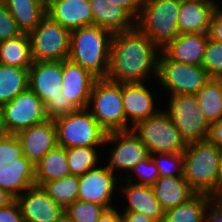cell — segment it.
<instances>
[{
	"label": "cell",
	"instance_id": "2",
	"mask_svg": "<svg viewBox=\"0 0 222 222\" xmlns=\"http://www.w3.org/2000/svg\"><path fill=\"white\" fill-rule=\"evenodd\" d=\"M113 33L97 25L71 31L68 59L88 70L97 79L106 78Z\"/></svg>",
	"mask_w": 222,
	"mask_h": 222
},
{
	"label": "cell",
	"instance_id": "7",
	"mask_svg": "<svg viewBox=\"0 0 222 222\" xmlns=\"http://www.w3.org/2000/svg\"><path fill=\"white\" fill-rule=\"evenodd\" d=\"M132 130L155 153H180L187 146L168 113L160 109L156 114L139 121Z\"/></svg>",
	"mask_w": 222,
	"mask_h": 222
},
{
	"label": "cell",
	"instance_id": "41",
	"mask_svg": "<svg viewBox=\"0 0 222 222\" xmlns=\"http://www.w3.org/2000/svg\"><path fill=\"white\" fill-rule=\"evenodd\" d=\"M0 222H24L20 206L16 200L0 209Z\"/></svg>",
	"mask_w": 222,
	"mask_h": 222
},
{
	"label": "cell",
	"instance_id": "19",
	"mask_svg": "<svg viewBox=\"0 0 222 222\" xmlns=\"http://www.w3.org/2000/svg\"><path fill=\"white\" fill-rule=\"evenodd\" d=\"M16 136L21 142L23 155L34 165L57 146L56 128L52 119L21 130Z\"/></svg>",
	"mask_w": 222,
	"mask_h": 222
},
{
	"label": "cell",
	"instance_id": "24",
	"mask_svg": "<svg viewBox=\"0 0 222 222\" xmlns=\"http://www.w3.org/2000/svg\"><path fill=\"white\" fill-rule=\"evenodd\" d=\"M94 25L118 33L136 26V20L121 6L110 0H89Z\"/></svg>",
	"mask_w": 222,
	"mask_h": 222
},
{
	"label": "cell",
	"instance_id": "49",
	"mask_svg": "<svg viewBox=\"0 0 222 222\" xmlns=\"http://www.w3.org/2000/svg\"><path fill=\"white\" fill-rule=\"evenodd\" d=\"M211 200L222 210V191L214 192L211 195Z\"/></svg>",
	"mask_w": 222,
	"mask_h": 222
},
{
	"label": "cell",
	"instance_id": "10",
	"mask_svg": "<svg viewBox=\"0 0 222 222\" xmlns=\"http://www.w3.org/2000/svg\"><path fill=\"white\" fill-rule=\"evenodd\" d=\"M33 61H64L70 52L71 31L46 15L30 32Z\"/></svg>",
	"mask_w": 222,
	"mask_h": 222
},
{
	"label": "cell",
	"instance_id": "29",
	"mask_svg": "<svg viewBox=\"0 0 222 222\" xmlns=\"http://www.w3.org/2000/svg\"><path fill=\"white\" fill-rule=\"evenodd\" d=\"M210 201L211 196L196 193L183 204L167 209L163 222H205V212Z\"/></svg>",
	"mask_w": 222,
	"mask_h": 222
},
{
	"label": "cell",
	"instance_id": "8",
	"mask_svg": "<svg viewBox=\"0 0 222 222\" xmlns=\"http://www.w3.org/2000/svg\"><path fill=\"white\" fill-rule=\"evenodd\" d=\"M209 79L210 76L201 65L177 62L163 51L159 53L157 81L164 91H169L170 96L195 95Z\"/></svg>",
	"mask_w": 222,
	"mask_h": 222
},
{
	"label": "cell",
	"instance_id": "33",
	"mask_svg": "<svg viewBox=\"0 0 222 222\" xmlns=\"http://www.w3.org/2000/svg\"><path fill=\"white\" fill-rule=\"evenodd\" d=\"M97 146L66 148L67 164L72 175L81 176L97 167L99 156Z\"/></svg>",
	"mask_w": 222,
	"mask_h": 222
},
{
	"label": "cell",
	"instance_id": "17",
	"mask_svg": "<svg viewBox=\"0 0 222 222\" xmlns=\"http://www.w3.org/2000/svg\"><path fill=\"white\" fill-rule=\"evenodd\" d=\"M62 61H33L29 68L28 88L44 103L62 91Z\"/></svg>",
	"mask_w": 222,
	"mask_h": 222
},
{
	"label": "cell",
	"instance_id": "32",
	"mask_svg": "<svg viewBox=\"0 0 222 222\" xmlns=\"http://www.w3.org/2000/svg\"><path fill=\"white\" fill-rule=\"evenodd\" d=\"M58 204L66 208L78 200L79 176L69 175L40 185Z\"/></svg>",
	"mask_w": 222,
	"mask_h": 222
},
{
	"label": "cell",
	"instance_id": "36",
	"mask_svg": "<svg viewBox=\"0 0 222 222\" xmlns=\"http://www.w3.org/2000/svg\"><path fill=\"white\" fill-rule=\"evenodd\" d=\"M201 66L210 78L222 79V42L208 39Z\"/></svg>",
	"mask_w": 222,
	"mask_h": 222
},
{
	"label": "cell",
	"instance_id": "25",
	"mask_svg": "<svg viewBox=\"0 0 222 222\" xmlns=\"http://www.w3.org/2000/svg\"><path fill=\"white\" fill-rule=\"evenodd\" d=\"M151 187L165 211L183 204L196 194L183 176H160Z\"/></svg>",
	"mask_w": 222,
	"mask_h": 222
},
{
	"label": "cell",
	"instance_id": "26",
	"mask_svg": "<svg viewBox=\"0 0 222 222\" xmlns=\"http://www.w3.org/2000/svg\"><path fill=\"white\" fill-rule=\"evenodd\" d=\"M22 33L32 32L46 16V0H3Z\"/></svg>",
	"mask_w": 222,
	"mask_h": 222
},
{
	"label": "cell",
	"instance_id": "9",
	"mask_svg": "<svg viewBox=\"0 0 222 222\" xmlns=\"http://www.w3.org/2000/svg\"><path fill=\"white\" fill-rule=\"evenodd\" d=\"M168 105L165 111L186 144L208 139L211 125L205 119L195 95L170 96Z\"/></svg>",
	"mask_w": 222,
	"mask_h": 222
},
{
	"label": "cell",
	"instance_id": "42",
	"mask_svg": "<svg viewBox=\"0 0 222 222\" xmlns=\"http://www.w3.org/2000/svg\"><path fill=\"white\" fill-rule=\"evenodd\" d=\"M208 34L210 39L222 42V11L220 8L213 13Z\"/></svg>",
	"mask_w": 222,
	"mask_h": 222
},
{
	"label": "cell",
	"instance_id": "37",
	"mask_svg": "<svg viewBox=\"0 0 222 222\" xmlns=\"http://www.w3.org/2000/svg\"><path fill=\"white\" fill-rule=\"evenodd\" d=\"M132 173L139 177L138 182H134V176ZM125 176V181L139 185L152 186L160 177V174L155 162L152 160L150 155L147 159L137 163L136 166L130 171V173L128 175L125 174Z\"/></svg>",
	"mask_w": 222,
	"mask_h": 222
},
{
	"label": "cell",
	"instance_id": "40",
	"mask_svg": "<svg viewBox=\"0 0 222 222\" xmlns=\"http://www.w3.org/2000/svg\"><path fill=\"white\" fill-rule=\"evenodd\" d=\"M22 34L5 3L0 0V42L16 38Z\"/></svg>",
	"mask_w": 222,
	"mask_h": 222
},
{
	"label": "cell",
	"instance_id": "35",
	"mask_svg": "<svg viewBox=\"0 0 222 222\" xmlns=\"http://www.w3.org/2000/svg\"><path fill=\"white\" fill-rule=\"evenodd\" d=\"M104 209L103 205L77 200L69 204L65 211L74 222H97Z\"/></svg>",
	"mask_w": 222,
	"mask_h": 222
},
{
	"label": "cell",
	"instance_id": "53",
	"mask_svg": "<svg viewBox=\"0 0 222 222\" xmlns=\"http://www.w3.org/2000/svg\"><path fill=\"white\" fill-rule=\"evenodd\" d=\"M195 1H199V2H203V3H206V4H209V5H211V6H214L216 9L217 8H221L220 6H219V2L217 3L216 1L217 0H195Z\"/></svg>",
	"mask_w": 222,
	"mask_h": 222
},
{
	"label": "cell",
	"instance_id": "45",
	"mask_svg": "<svg viewBox=\"0 0 222 222\" xmlns=\"http://www.w3.org/2000/svg\"><path fill=\"white\" fill-rule=\"evenodd\" d=\"M115 207L105 208L97 222H122L121 212Z\"/></svg>",
	"mask_w": 222,
	"mask_h": 222
},
{
	"label": "cell",
	"instance_id": "5",
	"mask_svg": "<svg viewBox=\"0 0 222 222\" xmlns=\"http://www.w3.org/2000/svg\"><path fill=\"white\" fill-rule=\"evenodd\" d=\"M87 109L107 133L126 131L122 83L107 78L96 79Z\"/></svg>",
	"mask_w": 222,
	"mask_h": 222
},
{
	"label": "cell",
	"instance_id": "31",
	"mask_svg": "<svg viewBox=\"0 0 222 222\" xmlns=\"http://www.w3.org/2000/svg\"><path fill=\"white\" fill-rule=\"evenodd\" d=\"M195 96L210 125L222 118V79L210 78Z\"/></svg>",
	"mask_w": 222,
	"mask_h": 222
},
{
	"label": "cell",
	"instance_id": "47",
	"mask_svg": "<svg viewBox=\"0 0 222 222\" xmlns=\"http://www.w3.org/2000/svg\"><path fill=\"white\" fill-rule=\"evenodd\" d=\"M121 217L122 222H158L146 215L134 212H123Z\"/></svg>",
	"mask_w": 222,
	"mask_h": 222
},
{
	"label": "cell",
	"instance_id": "13",
	"mask_svg": "<svg viewBox=\"0 0 222 222\" xmlns=\"http://www.w3.org/2000/svg\"><path fill=\"white\" fill-rule=\"evenodd\" d=\"M95 167L79 176L78 200L103 205L105 208L113 207L111 200L116 192V185L122 179L113 173L107 166Z\"/></svg>",
	"mask_w": 222,
	"mask_h": 222
},
{
	"label": "cell",
	"instance_id": "18",
	"mask_svg": "<svg viewBox=\"0 0 222 222\" xmlns=\"http://www.w3.org/2000/svg\"><path fill=\"white\" fill-rule=\"evenodd\" d=\"M46 15L70 31L94 25L89 0H46Z\"/></svg>",
	"mask_w": 222,
	"mask_h": 222
},
{
	"label": "cell",
	"instance_id": "43",
	"mask_svg": "<svg viewBox=\"0 0 222 222\" xmlns=\"http://www.w3.org/2000/svg\"><path fill=\"white\" fill-rule=\"evenodd\" d=\"M123 7L135 20L138 19L144 0H110Z\"/></svg>",
	"mask_w": 222,
	"mask_h": 222
},
{
	"label": "cell",
	"instance_id": "38",
	"mask_svg": "<svg viewBox=\"0 0 222 222\" xmlns=\"http://www.w3.org/2000/svg\"><path fill=\"white\" fill-rule=\"evenodd\" d=\"M23 156L22 145L15 134L0 137V167L10 165Z\"/></svg>",
	"mask_w": 222,
	"mask_h": 222
},
{
	"label": "cell",
	"instance_id": "34",
	"mask_svg": "<svg viewBox=\"0 0 222 222\" xmlns=\"http://www.w3.org/2000/svg\"><path fill=\"white\" fill-rule=\"evenodd\" d=\"M160 176H183L184 157L180 153H155L151 155ZM176 171V172H174Z\"/></svg>",
	"mask_w": 222,
	"mask_h": 222
},
{
	"label": "cell",
	"instance_id": "23",
	"mask_svg": "<svg viewBox=\"0 0 222 222\" xmlns=\"http://www.w3.org/2000/svg\"><path fill=\"white\" fill-rule=\"evenodd\" d=\"M216 8L195 0H180L178 10L179 34L209 33Z\"/></svg>",
	"mask_w": 222,
	"mask_h": 222
},
{
	"label": "cell",
	"instance_id": "50",
	"mask_svg": "<svg viewBox=\"0 0 222 222\" xmlns=\"http://www.w3.org/2000/svg\"><path fill=\"white\" fill-rule=\"evenodd\" d=\"M8 134L3 122L2 107L0 105V137Z\"/></svg>",
	"mask_w": 222,
	"mask_h": 222
},
{
	"label": "cell",
	"instance_id": "39",
	"mask_svg": "<svg viewBox=\"0 0 222 222\" xmlns=\"http://www.w3.org/2000/svg\"><path fill=\"white\" fill-rule=\"evenodd\" d=\"M79 110L70 100H67L62 91L55 98L50 99L45 104V111L48 119L67 115Z\"/></svg>",
	"mask_w": 222,
	"mask_h": 222
},
{
	"label": "cell",
	"instance_id": "3",
	"mask_svg": "<svg viewBox=\"0 0 222 222\" xmlns=\"http://www.w3.org/2000/svg\"><path fill=\"white\" fill-rule=\"evenodd\" d=\"M222 149L209 139L188 143L183 151V177L196 193L211 196L218 191Z\"/></svg>",
	"mask_w": 222,
	"mask_h": 222
},
{
	"label": "cell",
	"instance_id": "14",
	"mask_svg": "<svg viewBox=\"0 0 222 222\" xmlns=\"http://www.w3.org/2000/svg\"><path fill=\"white\" fill-rule=\"evenodd\" d=\"M24 222H58L65 208L56 203L41 186H33L15 199Z\"/></svg>",
	"mask_w": 222,
	"mask_h": 222
},
{
	"label": "cell",
	"instance_id": "51",
	"mask_svg": "<svg viewBox=\"0 0 222 222\" xmlns=\"http://www.w3.org/2000/svg\"><path fill=\"white\" fill-rule=\"evenodd\" d=\"M58 222H74L70 215L64 210V212L60 215Z\"/></svg>",
	"mask_w": 222,
	"mask_h": 222
},
{
	"label": "cell",
	"instance_id": "27",
	"mask_svg": "<svg viewBox=\"0 0 222 222\" xmlns=\"http://www.w3.org/2000/svg\"><path fill=\"white\" fill-rule=\"evenodd\" d=\"M71 175L67 164L66 148L56 146L49 150L35 164V182L37 186Z\"/></svg>",
	"mask_w": 222,
	"mask_h": 222
},
{
	"label": "cell",
	"instance_id": "21",
	"mask_svg": "<svg viewBox=\"0 0 222 222\" xmlns=\"http://www.w3.org/2000/svg\"><path fill=\"white\" fill-rule=\"evenodd\" d=\"M35 185V165L26 156L0 167V188L15 199Z\"/></svg>",
	"mask_w": 222,
	"mask_h": 222
},
{
	"label": "cell",
	"instance_id": "20",
	"mask_svg": "<svg viewBox=\"0 0 222 222\" xmlns=\"http://www.w3.org/2000/svg\"><path fill=\"white\" fill-rule=\"evenodd\" d=\"M208 39V33L179 34L162 51L174 61L202 65Z\"/></svg>",
	"mask_w": 222,
	"mask_h": 222
},
{
	"label": "cell",
	"instance_id": "1",
	"mask_svg": "<svg viewBox=\"0 0 222 222\" xmlns=\"http://www.w3.org/2000/svg\"><path fill=\"white\" fill-rule=\"evenodd\" d=\"M160 52L137 26L114 33L106 78L119 83H145L151 75L157 78Z\"/></svg>",
	"mask_w": 222,
	"mask_h": 222
},
{
	"label": "cell",
	"instance_id": "48",
	"mask_svg": "<svg viewBox=\"0 0 222 222\" xmlns=\"http://www.w3.org/2000/svg\"><path fill=\"white\" fill-rule=\"evenodd\" d=\"M14 200L15 198L12 195L0 188V209L8 206Z\"/></svg>",
	"mask_w": 222,
	"mask_h": 222
},
{
	"label": "cell",
	"instance_id": "46",
	"mask_svg": "<svg viewBox=\"0 0 222 222\" xmlns=\"http://www.w3.org/2000/svg\"><path fill=\"white\" fill-rule=\"evenodd\" d=\"M205 222H222V210L212 200L205 212Z\"/></svg>",
	"mask_w": 222,
	"mask_h": 222
},
{
	"label": "cell",
	"instance_id": "12",
	"mask_svg": "<svg viewBox=\"0 0 222 222\" xmlns=\"http://www.w3.org/2000/svg\"><path fill=\"white\" fill-rule=\"evenodd\" d=\"M114 144L106 165L113 173L123 170L130 173L137 163L147 159L150 153L133 130L107 133L105 143Z\"/></svg>",
	"mask_w": 222,
	"mask_h": 222
},
{
	"label": "cell",
	"instance_id": "11",
	"mask_svg": "<svg viewBox=\"0 0 222 222\" xmlns=\"http://www.w3.org/2000/svg\"><path fill=\"white\" fill-rule=\"evenodd\" d=\"M1 107L3 122L8 134L16 135L21 130L48 119L44 103L29 88Z\"/></svg>",
	"mask_w": 222,
	"mask_h": 222
},
{
	"label": "cell",
	"instance_id": "15",
	"mask_svg": "<svg viewBox=\"0 0 222 222\" xmlns=\"http://www.w3.org/2000/svg\"><path fill=\"white\" fill-rule=\"evenodd\" d=\"M97 78L70 59L62 61V93L78 109H86Z\"/></svg>",
	"mask_w": 222,
	"mask_h": 222
},
{
	"label": "cell",
	"instance_id": "28",
	"mask_svg": "<svg viewBox=\"0 0 222 222\" xmlns=\"http://www.w3.org/2000/svg\"><path fill=\"white\" fill-rule=\"evenodd\" d=\"M0 64L30 68L33 64L30 37L28 34L0 42Z\"/></svg>",
	"mask_w": 222,
	"mask_h": 222
},
{
	"label": "cell",
	"instance_id": "44",
	"mask_svg": "<svg viewBox=\"0 0 222 222\" xmlns=\"http://www.w3.org/2000/svg\"><path fill=\"white\" fill-rule=\"evenodd\" d=\"M208 139L222 149V118L211 124Z\"/></svg>",
	"mask_w": 222,
	"mask_h": 222
},
{
	"label": "cell",
	"instance_id": "22",
	"mask_svg": "<svg viewBox=\"0 0 222 222\" xmlns=\"http://www.w3.org/2000/svg\"><path fill=\"white\" fill-rule=\"evenodd\" d=\"M125 182L124 186H121L122 192L120 193L124 194L128 204L123 212L140 213L158 222H163L165 210L154 196L152 187Z\"/></svg>",
	"mask_w": 222,
	"mask_h": 222
},
{
	"label": "cell",
	"instance_id": "30",
	"mask_svg": "<svg viewBox=\"0 0 222 222\" xmlns=\"http://www.w3.org/2000/svg\"><path fill=\"white\" fill-rule=\"evenodd\" d=\"M29 68L0 64V105L28 89Z\"/></svg>",
	"mask_w": 222,
	"mask_h": 222
},
{
	"label": "cell",
	"instance_id": "16",
	"mask_svg": "<svg viewBox=\"0 0 222 222\" xmlns=\"http://www.w3.org/2000/svg\"><path fill=\"white\" fill-rule=\"evenodd\" d=\"M122 102L126 131L132 130L139 121L151 117L160 110L154 104L151 90L144 83H122Z\"/></svg>",
	"mask_w": 222,
	"mask_h": 222
},
{
	"label": "cell",
	"instance_id": "4",
	"mask_svg": "<svg viewBox=\"0 0 222 222\" xmlns=\"http://www.w3.org/2000/svg\"><path fill=\"white\" fill-rule=\"evenodd\" d=\"M180 0H144L136 26L162 51L178 35Z\"/></svg>",
	"mask_w": 222,
	"mask_h": 222
},
{
	"label": "cell",
	"instance_id": "6",
	"mask_svg": "<svg viewBox=\"0 0 222 222\" xmlns=\"http://www.w3.org/2000/svg\"><path fill=\"white\" fill-rule=\"evenodd\" d=\"M54 123L58 146L64 148L105 146L107 132L87 108L57 117Z\"/></svg>",
	"mask_w": 222,
	"mask_h": 222
},
{
	"label": "cell",
	"instance_id": "52",
	"mask_svg": "<svg viewBox=\"0 0 222 222\" xmlns=\"http://www.w3.org/2000/svg\"><path fill=\"white\" fill-rule=\"evenodd\" d=\"M218 190L222 191V156H221L220 166H219Z\"/></svg>",
	"mask_w": 222,
	"mask_h": 222
}]
</instances>
